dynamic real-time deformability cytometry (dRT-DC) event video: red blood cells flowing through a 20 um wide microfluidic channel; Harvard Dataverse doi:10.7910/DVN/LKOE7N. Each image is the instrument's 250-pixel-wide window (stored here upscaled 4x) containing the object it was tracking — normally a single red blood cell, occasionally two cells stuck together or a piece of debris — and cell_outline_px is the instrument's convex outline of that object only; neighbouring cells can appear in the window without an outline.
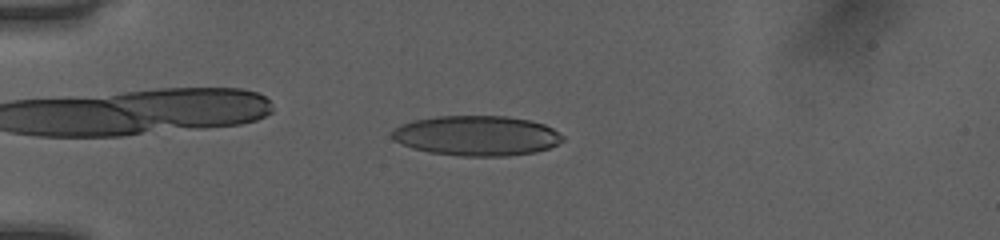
{"species": "human", "species_latin": "Homo sapiens", "temperature_condition": "room temperature", "stored_images_in_passage": 38, "camera_frame_rate_fps": 3000, "um_per_image_px": 0.085, "donor": {"sex": "female"}, "frame": {"image": 1, "passage_image": 1, "time_ms": 0.0, "image_size_px": [1000, 240], "cell_outline_px": [[564, 140], [548, 148], [536, 152], [508, 156], [460, 156], [432, 152], [412, 148], [396, 140], [392, 136], [392, 132], [396, 128], [404, 124], [416, 120], [440, 116], [508, 116], [528, 120], [544, 124], [552, 128], [564, 136]], "centroid_in_image_um": [40.58, 11.54], "position_along_channel_um": 44.4, "area_um2": 39.42}}
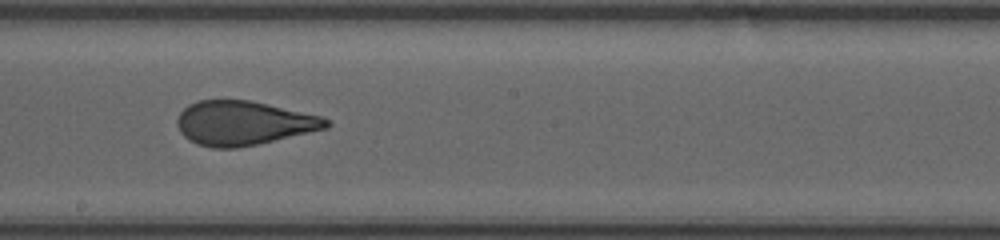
{"frame": {"image": 2, "passage_image": 17, "time_ms": 5.333, "image_size_px": [1000, 240], "cell_outline_px": [[332, 124], [328, 128], [256, 144], [236, 148], [212, 148], [196, 144], [188, 140], [180, 132], [176, 124], [176, 120], [180, 112], [188, 104], [196, 100], [248, 100], [268, 104], [324, 116], [332, 120]], "centroid_in_image_um": [20.7, 10.45], "position_along_channel_um": 227.5, "area_um2": 38.67}}
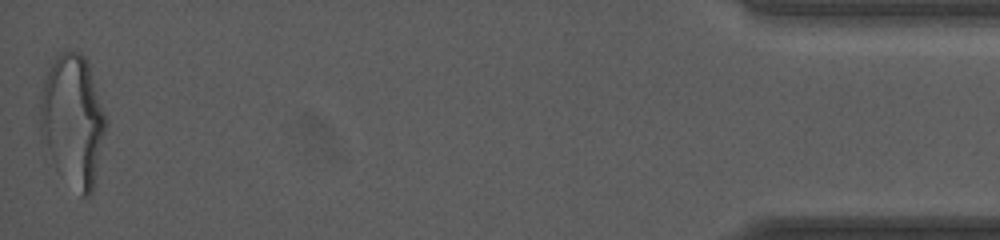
{"frame": {"image": 3, "passage_image": 38, "time_ms": 12.333, "image_size_px": [1000, 240], "cell_outline_px": [[104, 132], [92, 192], [88, 196], [80, 196], [56, 168], [40, 140], [40, 96], [44, 80], [56, 56], [60, 52], [80, 52], [88, 60], [104, 116]], "centroid_in_image_um": [6.14, 10.24], "position_along_channel_um": 429.1, "area_um2": 49.42}, "authors_computed_cell_mechanics": {"area_um2": 39.3618, "velocity_mm_per_s": 4.0693, "shape_relaxation_time_tau1_ms": 4.038, "shape_relaxation_time_tau2_ms": 0.7103, "deformation_change_tau1": 0.1772, "deformation_change_tau2": 0.0836}}